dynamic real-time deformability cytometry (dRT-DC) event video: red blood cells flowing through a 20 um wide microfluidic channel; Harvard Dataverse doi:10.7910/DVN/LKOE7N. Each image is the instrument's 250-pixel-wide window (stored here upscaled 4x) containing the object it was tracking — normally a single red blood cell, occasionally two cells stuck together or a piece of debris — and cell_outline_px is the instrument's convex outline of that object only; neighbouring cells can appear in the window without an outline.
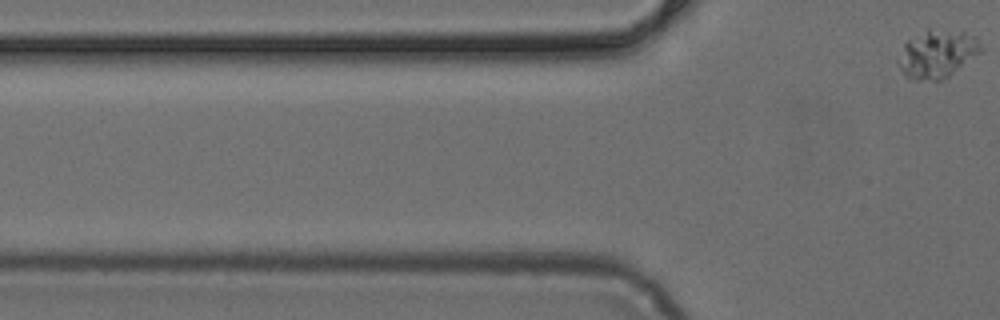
{"species": "common noctule bat (a hibernating species)", "species_latin": "Nyctalus noctula", "temperature_condition": "cold", "stored_images_in_passage": 5, "camera_frame_rate_fps": 3000, "um_per_image_px": 0.085, "animal": {"sex": "female", "body_mass_g": 24.6, "forearm_length_mm": 56.2}, "frame": {"image": 1, "passage_image": 5, "time_ms": 1.333, "image_size_px": [1000, 320], "cell_outline_px": [[984, 48], [980, 52], [948, 76], [940, 80], [916, 80], [904, 76], [896, 60], [904, 44], [908, 40], [928, 28], [964, 32], [972, 36]], "centroid_in_image_um": [79.61, 4.58], "position_along_channel_um": 46.2, "area_um2": 22.77}}